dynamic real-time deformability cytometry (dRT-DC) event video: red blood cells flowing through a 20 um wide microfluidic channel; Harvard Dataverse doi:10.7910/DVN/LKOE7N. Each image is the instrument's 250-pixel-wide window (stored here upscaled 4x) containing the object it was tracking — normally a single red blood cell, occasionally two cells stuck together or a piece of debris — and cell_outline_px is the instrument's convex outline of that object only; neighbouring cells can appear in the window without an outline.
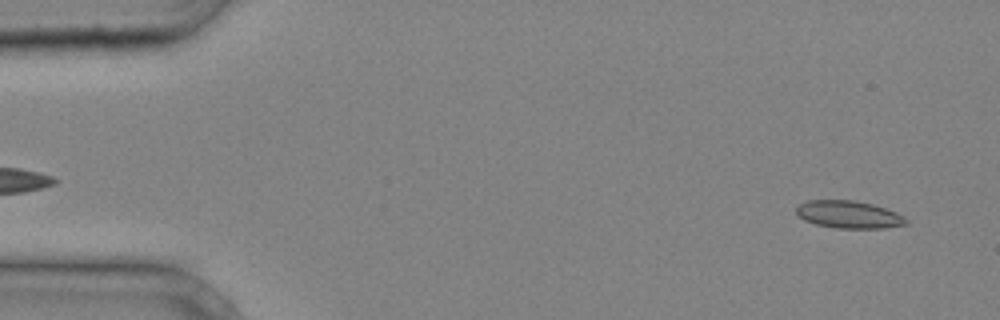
{"species": "common noctule bat (a hibernating species)", "species_latin": "Nyctalus noctula", "temperature_condition": "cold", "stored_images_in_passage": 37, "camera_frame_rate_fps": 3000, "um_per_image_px": 0.085, "animal": {"sex": "male", "body_mass_g": 20.4}, "frame": {"image": 1, "passage_image": 2, "time_ms": 0.333, "image_size_px": [1000, 320], "cell_outline_px": [[908, 224], [884, 228], [836, 228], [816, 224], [804, 220], [796, 212], [796, 208], [800, 204], [808, 200], [856, 200], [872, 204], [896, 212], [904, 216], [908, 220]], "centroid_in_image_um": [72.17, 18.23], "position_along_channel_um": 12.8, "area_um2": 17.57}}
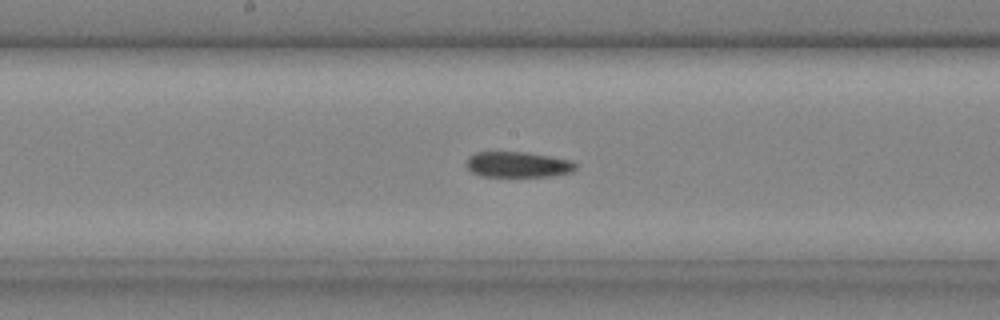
{"frame": {"image": 2, "passage_image": 20, "time_ms": 6.333, "image_size_px": [1000, 320], "cell_outline_px": [[576, 168], [572, 172], [548, 176], [484, 176], [472, 172], [464, 164], [468, 156], [476, 152], [524, 152], [548, 156], [568, 160], [576, 164]], "centroid_in_image_um": [43.96, 13.98], "position_along_channel_um": 204.2, "area_um2": 16.13}}
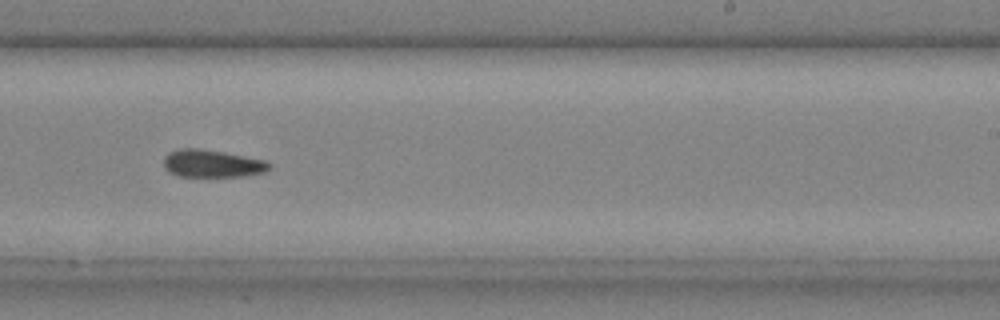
{"frame": {"image": 3, "passage_image": 24, "time_ms": 7.667, "image_size_px": [1000, 320], "cell_outline_px": [[272, 168], [264, 172], [240, 176], [180, 176], [168, 172], [164, 168], [164, 156], [168, 152], [180, 148], [200, 148], [224, 152], [268, 160], [272, 164]], "centroid_in_image_um": [18.05, 13.89], "position_along_channel_um": 271.0, "area_um2": 17.17}}